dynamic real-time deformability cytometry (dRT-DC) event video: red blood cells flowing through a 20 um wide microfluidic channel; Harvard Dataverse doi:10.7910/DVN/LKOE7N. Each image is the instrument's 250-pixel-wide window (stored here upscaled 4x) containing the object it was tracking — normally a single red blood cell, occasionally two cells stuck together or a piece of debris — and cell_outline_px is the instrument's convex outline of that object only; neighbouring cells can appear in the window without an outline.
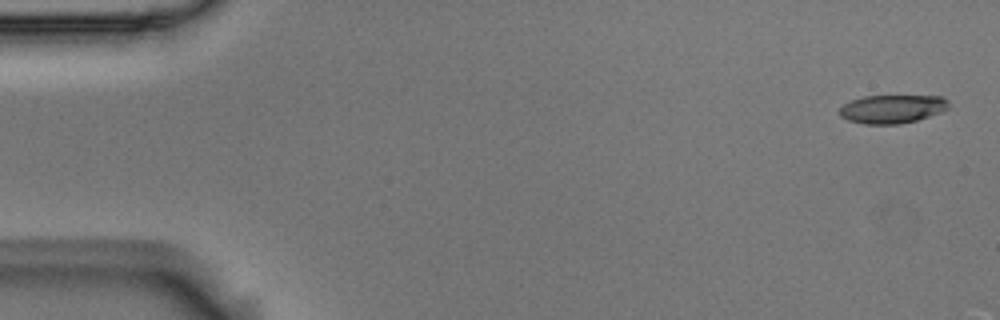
{"species": "Egyptian fruit bat (a non-hibernating species)", "species_latin": "Rousettus aegyptiacus", "temperature_condition": "room temperature", "stored_images_in_passage": 5, "camera_frame_rate_fps": 3000, "um_per_image_px": 0.085, "animal": {"sex": "male"}, "frame": {"image": 1, "passage_image": 1, "time_ms": 0.0, "image_size_px": [1000, 320], "cell_outline_px": [[948, 108], [940, 112], [916, 120], [900, 124], [864, 124], [848, 120], [840, 116], [840, 108], [844, 104], [852, 100], [864, 96], [944, 96], [948, 100]], "centroid_in_image_um": [75.83, 9.26], "position_along_channel_um": 9.2, "area_um2": 17.98}}
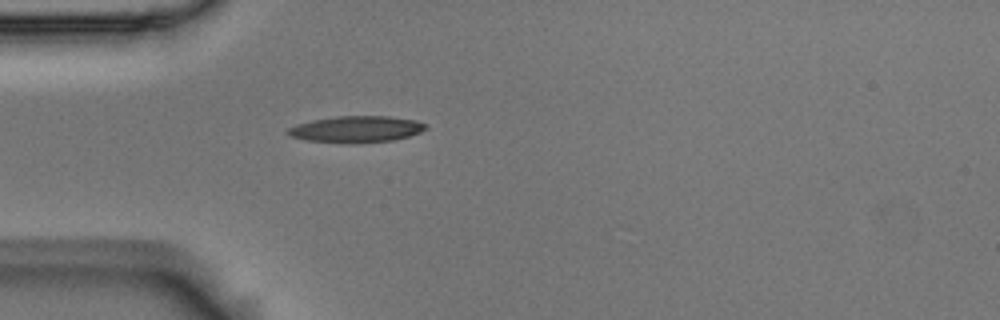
{"frame": {"image": 2, "passage_image": 5, "time_ms": 1.333, "image_size_px": [1000, 320], "cell_outline_px": [[428, 128], [420, 132], [408, 136], [392, 140], [308, 140], [292, 136], [284, 132], [288, 128], [296, 124], [312, 120], [336, 116], [388, 116], [416, 120], [428, 124]], "centroid_in_image_um": [30.33, 10.91], "position_along_channel_um": 54.7, "area_um2": 20.11}}